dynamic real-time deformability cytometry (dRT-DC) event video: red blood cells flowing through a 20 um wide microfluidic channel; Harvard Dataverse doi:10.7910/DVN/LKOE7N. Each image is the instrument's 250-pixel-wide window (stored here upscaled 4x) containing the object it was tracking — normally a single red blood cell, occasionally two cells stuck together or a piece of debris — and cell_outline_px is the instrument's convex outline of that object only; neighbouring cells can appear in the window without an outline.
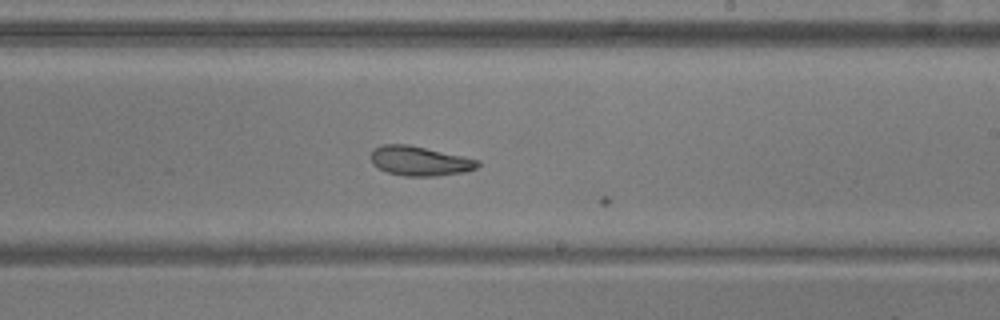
{"species": "common noctule bat (a hibernating species)", "species_latin": "Nyctalus noctula", "temperature_condition": "warm", "stored_images_in_passage": 33, "camera_frame_rate_fps": 3000, "um_per_image_px": 0.085, "animal": {"sex": "male", "body_mass_g": 20.5, "forearm_length_mm": 52.5}, "frame": {"image": 1, "passage_image": 32, "time_ms": 10.333, "image_size_px": [1000, 320], "cell_outline_px": [[480, 164], [476, 168], [464, 172], [436, 176], [404, 176], [388, 172], [372, 164], [372, 152], [380, 144], [408, 144], [464, 156], [480, 160]], "centroid_in_image_um": [35.71, 13.68], "position_along_channel_um": 253.3, "area_um2": 18.32}}